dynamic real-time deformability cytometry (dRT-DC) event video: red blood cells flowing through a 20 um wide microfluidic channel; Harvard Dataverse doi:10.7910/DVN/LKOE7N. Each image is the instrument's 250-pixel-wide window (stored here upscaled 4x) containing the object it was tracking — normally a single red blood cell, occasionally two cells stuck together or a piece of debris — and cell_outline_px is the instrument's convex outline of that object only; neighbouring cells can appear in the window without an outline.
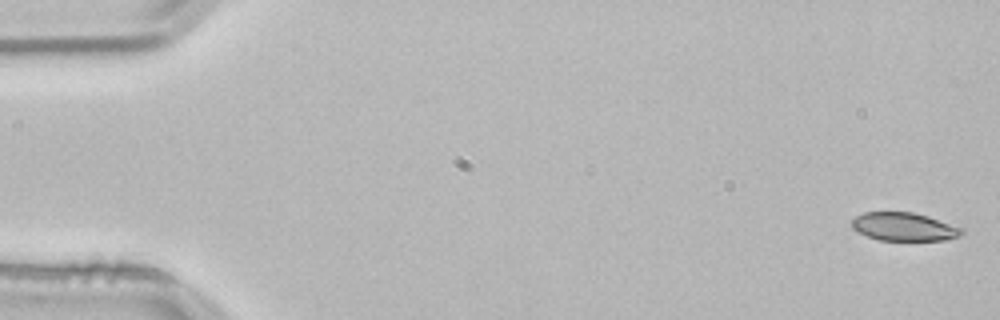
{"species": "common noctule bat (a hibernating species)", "species_latin": "Nyctalus noctula", "temperature_condition": "room temperature", "stored_images_in_passage": 54, "camera_frame_rate_fps": 3000, "um_per_image_px": 0.085, "animal": {"sex": "male", "body_mass_g": 21.5, "forearm_length_mm": 52.0}, "frame": {"image": 1, "passage_image": 1, "time_ms": 0.0, "image_size_px": [1000, 320], "cell_outline_px": [[964, 232], [960, 236], [944, 240], [880, 240], [868, 236], [852, 228], [852, 220], [856, 216], [864, 212], [912, 212], [928, 216], [964, 228]], "centroid_in_image_um": [76.87, 19.27], "position_along_channel_um": 8.1, "area_um2": 18.03}}
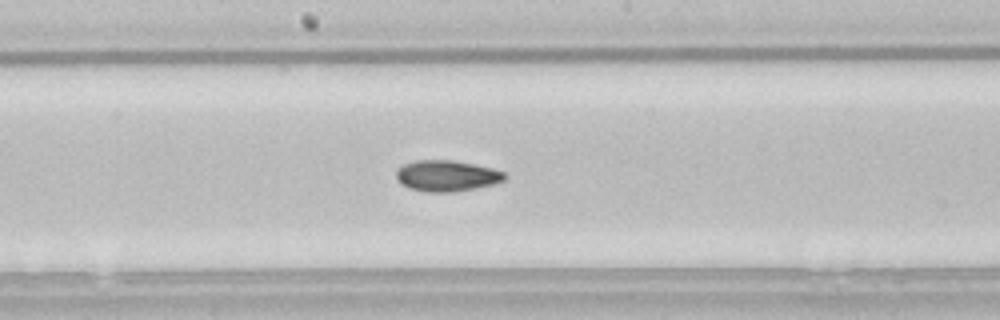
{"frame": {"image": 2, "passage_image": 28, "time_ms": 9.0, "image_size_px": [1000, 320], "cell_outline_px": [[508, 176], [504, 180], [492, 184], [476, 188], [456, 192], [428, 192], [408, 188], [396, 180], [396, 172], [404, 164], [416, 160], [452, 160], [492, 168], [504, 172]], "centroid_in_image_um": [37.97, 14.95], "position_along_channel_um": 210.2, "area_um2": 19.59}}
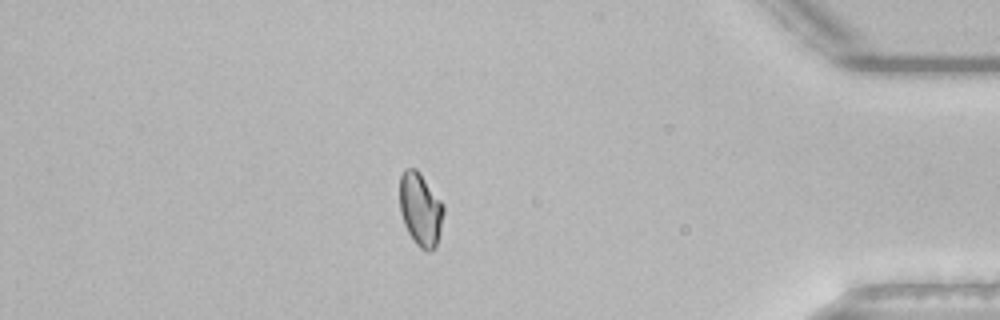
{"frame": {"image": 3, "passage_image": 46, "time_ms": 15.0, "image_size_px": [1000, 320], "cell_outline_px": [[444, 212], [436, 244], [428, 252], [420, 248], [416, 244], [408, 232], [404, 224], [400, 212], [400, 176], [404, 168], [416, 168], [420, 172], [444, 204]], "centroid_in_image_um": [35.72, 17.75], "position_along_channel_um": 399.5, "area_um2": 18.67}, "authors_computed_cell_mechanics": {"area_um2": 19.1318, "velocity_mm_per_s": 3.8105, "shape_relaxation_time_tau1_ms": 7.4381, "shape_relaxation_time_tau2_ms": 7.0214, "deformation_change_tau1": 0.1284, "deformation_change_tau2": 0.0907}}